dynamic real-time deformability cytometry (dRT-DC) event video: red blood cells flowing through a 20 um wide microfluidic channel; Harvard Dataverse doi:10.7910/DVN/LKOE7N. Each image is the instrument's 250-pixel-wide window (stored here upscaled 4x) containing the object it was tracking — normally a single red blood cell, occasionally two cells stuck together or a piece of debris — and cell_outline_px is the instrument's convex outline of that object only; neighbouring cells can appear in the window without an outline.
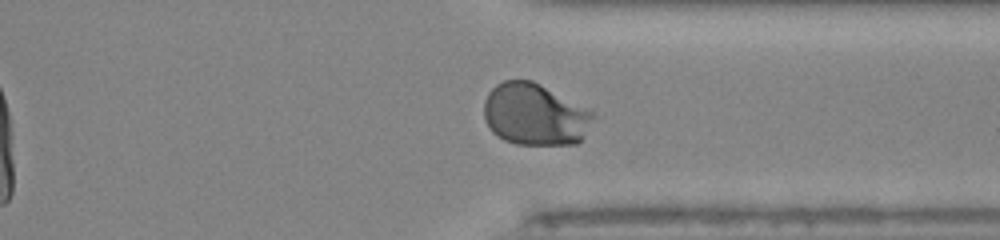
{"species": "human", "species_latin": "Homo sapiens", "temperature_condition": "room temperature", "stored_images_in_passage": 35, "camera_frame_rate_fps": 3000, "um_per_image_px": 0.085, "donor": {"sex": "male"}, "frame": {"image": 1, "passage_image": 30, "time_ms": 9.667, "image_size_px": [1000, 240], "cell_outline_px": [[596, 116], [580, 140], [576, 144], [516, 144], [504, 140], [496, 136], [488, 128], [484, 120], [484, 100], [488, 92], [496, 84], [504, 80], [532, 80], [540, 84], [592, 112]], "centroid_in_image_um": [45.4, 9.74], "position_along_channel_um": 366.0, "area_um2": 39.19}}
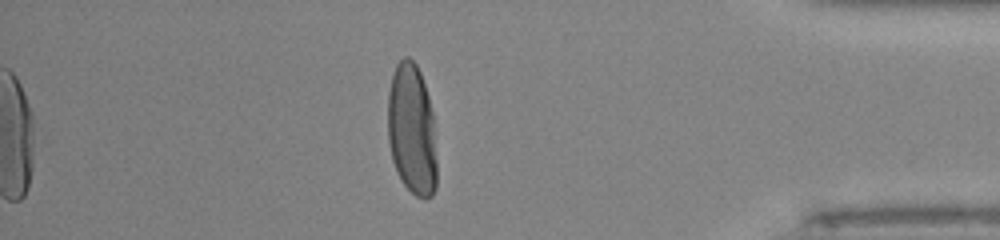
{"frame": {"image": 2, "passage_image": 35, "time_ms": 11.333, "image_size_px": [1000, 240], "cell_outline_px": [[436, 188], [432, 196], [424, 200], [416, 196], [400, 180], [396, 172], [392, 160], [388, 140], [388, 92], [392, 72], [396, 64], [404, 56], [408, 56], [416, 64], [420, 72], [428, 96], [432, 112], [436, 160]], "centroid_in_image_um": [34.99, 11.03], "position_along_channel_um": 400.2, "area_um2": 37.74}, "authors_computed_cell_mechanics": {"area_um2": 38.8416, "velocity_mm_per_s": 4.1207, "shape_relaxation_time_tau1_ms": 3.0757, "shape_relaxation_time_tau2_ms": null, "deformation_change_tau1": 0.2092, "deformation_change_tau2": null}}